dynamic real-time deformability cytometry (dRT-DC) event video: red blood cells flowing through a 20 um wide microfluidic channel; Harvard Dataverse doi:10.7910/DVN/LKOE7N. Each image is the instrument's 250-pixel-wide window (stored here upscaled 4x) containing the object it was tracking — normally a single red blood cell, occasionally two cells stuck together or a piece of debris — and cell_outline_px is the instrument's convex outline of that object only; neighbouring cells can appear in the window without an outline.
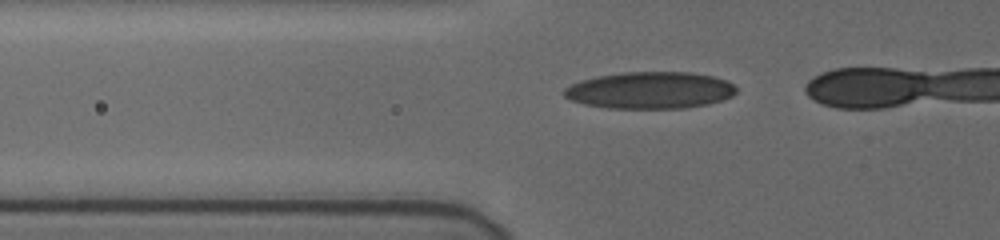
{"species": "human", "species_latin": "Homo sapiens", "temperature_condition": "cold", "stored_images_in_passage": 24, "camera_frame_rate_fps": 3000, "um_per_image_px": 0.085, "donor": {"sex": "female"}, "frame": {"image": 1, "passage_image": 18, "time_ms": 5.667, "image_size_px": [1000, 240], "cell_outline_px": [[736, 88], [728, 96], [716, 100], [700, 104], [668, 108], [624, 108], [592, 104], [576, 100], [568, 96], [564, 92], [568, 88], [576, 84], [588, 80], [604, 76], [640, 72], [676, 72], [708, 76], [732, 84]], "centroid_in_image_um": [55.29, 7.67], "position_along_channel_um": 70.5, "area_um2": 33.99}}
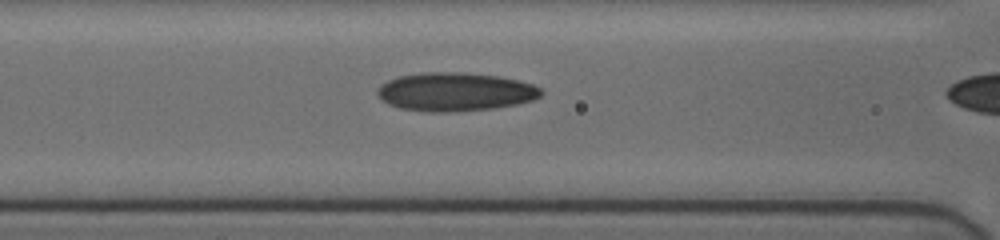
{"frame": {"image": 2, "passage_image": 23, "time_ms": 7.333, "image_size_px": [1000, 240], "cell_outline_px": [[540, 92], [536, 96], [524, 100], [508, 104], [480, 108], [412, 108], [396, 104], [380, 96], [380, 88], [384, 84], [392, 80], [404, 76], [488, 76], [512, 80], [528, 84], [536, 88]], "centroid_in_image_um": [38.72, 7.8], "position_along_channel_um": 127.9, "area_um2": 30.63}}